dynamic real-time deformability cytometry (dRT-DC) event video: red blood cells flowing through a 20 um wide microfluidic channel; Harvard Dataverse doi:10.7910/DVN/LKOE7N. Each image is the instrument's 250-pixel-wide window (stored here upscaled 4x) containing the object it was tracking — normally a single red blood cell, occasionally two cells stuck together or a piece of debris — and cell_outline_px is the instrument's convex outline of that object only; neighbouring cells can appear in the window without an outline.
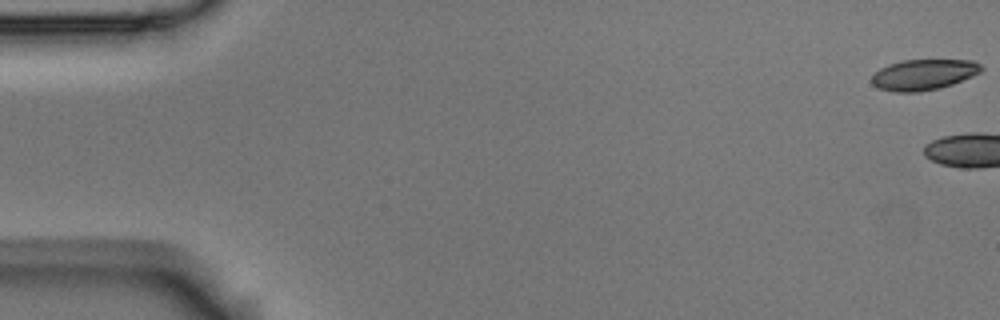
{"species": "Egyptian fruit bat (a non-hibernating species)", "species_latin": "Rousettus aegyptiacus", "temperature_condition": "room temperature", "stored_images_in_passage": 11, "camera_frame_rate_fps": 3000, "um_per_image_px": 0.085, "animal": {"sex": "male"}, "frame": {"image": 1, "passage_image": 1, "time_ms": 0.0, "image_size_px": [1000, 320], "cell_outline_px": [[984, 68], [980, 72], [972, 76], [952, 84], [940, 88], [920, 92], [892, 92], [880, 88], [872, 84], [872, 76], [880, 68], [888, 64], [904, 60], [972, 60], [980, 64]], "centroid_in_image_um": [78.51, 6.34], "position_along_channel_um": 6.5, "area_um2": 19.59}}
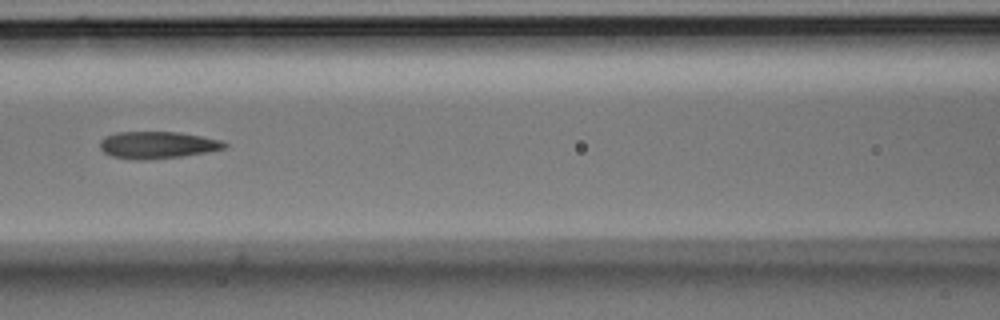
{"frame": {"image": 2, "passage_image": 8, "time_ms": 2.333, "image_size_px": [1000, 320], "cell_outline_px": [[228, 144], [224, 148], [184, 156], [148, 160], [136, 160], [112, 156], [104, 152], [100, 148], [100, 140], [104, 136], [116, 132], [180, 132], [220, 140]], "centroid_in_image_um": [13.33, 12.32], "position_along_channel_um": 153.3, "area_um2": 19.59}}
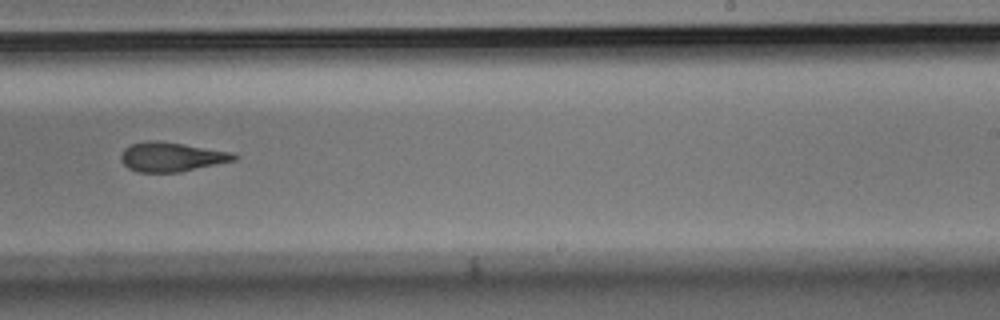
{"frame": {"image": 3, "passage_image": 11, "time_ms": 3.333, "image_size_px": [1000, 320], "cell_outline_px": [[240, 156], [236, 160], [180, 172], [136, 172], [128, 168], [120, 160], [120, 156], [124, 148], [132, 144], [144, 140], [156, 140], [232, 152]], "centroid_in_image_um": [14.56, 13.34], "position_along_channel_um": 274.4, "area_um2": 19.36}}